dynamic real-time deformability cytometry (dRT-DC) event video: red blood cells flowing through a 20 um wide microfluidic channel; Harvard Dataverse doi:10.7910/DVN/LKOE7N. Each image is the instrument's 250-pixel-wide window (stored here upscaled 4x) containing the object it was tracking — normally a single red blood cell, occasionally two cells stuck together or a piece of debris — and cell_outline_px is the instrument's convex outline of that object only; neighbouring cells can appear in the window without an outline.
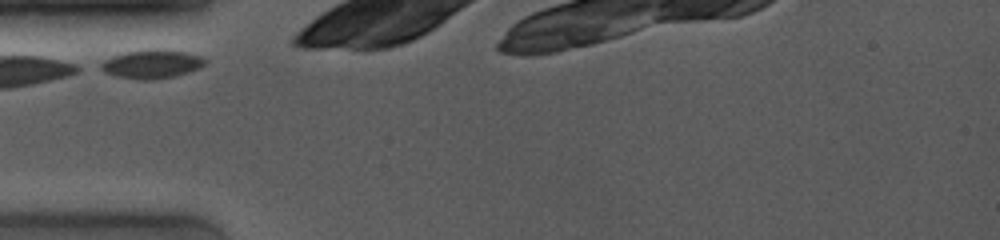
{"species": "common noctule bat (a hibernating species)", "species_latin": "Nyctalus noctula", "temperature_condition": "room temperature", "stored_images_in_passage": 8, "camera_frame_rate_fps": 4000, "um_per_image_px": 0.085, "animal": {"sex": "female", "body_mass_g": 19.0, "forearm_length_mm": 53.3}, "frame": {"image": 1, "passage_image": 1, "time_ms": 0.0, "image_size_px": [1000, 240], "cell_outline_px": [[208, 60], [200, 68], [176, 76], [152, 80], [144, 80], [116, 76], [104, 72], [96, 68], [104, 60], [112, 56], [124, 52], [156, 48], [184, 52], [200, 56]], "centroid_in_image_um": [12.87, 5.44], "position_along_channel_um": 72.1, "area_um2": 17.57}}